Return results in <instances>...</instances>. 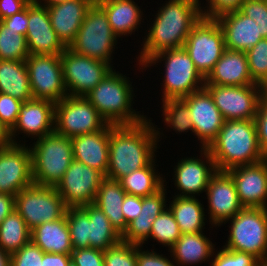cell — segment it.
I'll return each instance as SVG.
<instances>
[{"label": "cell", "instance_id": "6da1fadb", "mask_svg": "<svg viewBox=\"0 0 267 266\" xmlns=\"http://www.w3.org/2000/svg\"><path fill=\"white\" fill-rule=\"evenodd\" d=\"M152 120L134 125L109 126V164L106 178L119 180L148 166L156 159L157 144L162 137Z\"/></svg>", "mask_w": 267, "mask_h": 266}, {"label": "cell", "instance_id": "d6986e66", "mask_svg": "<svg viewBox=\"0 0 267 266\" xmlns=\"http://www.w3.org/2000/svg\"><path fill=\"white\" fill-rule=\"evenodd\" d=\"M26 42L29 54L61 55L66 47L54 31L47 7L31 0L28 4Z\"/></svg>", "mask_w": 267, "mask_h": 266}, {"label": "cell", "instance_id": "9f6ffc18", "mask_svg": "<svg viewBox=\"0 0 267 266\" xmlns=\"http://www.w3.org/2000/svg\"><path fill=\"white\" fill-rule=\"evenodd\" d=\"M15 210V196L0 193V224Z\"/></svg>", "mask_w": 267, "mask_h": 266}, {"label": "cell", "instance_id": "4dcf8cb0", "mask_svg": "<svg viewBox=\"0 0 267 266\" xmlns=\"http://www.w3.org/2000/svg\"><path fill=\"white\" fill-rule=\"evenodd\" d=\"M126 194L118 180L105 177L93 203L103 211L120 235L124 233L128 225L122 212V203Z\"/></svg>", "mask_w": 267, "mask_h": 266}, {"label": "cell", "instance_id": "3957f363", "mask_svg": "<svg viewBox=\"0 0 267 266\" xmlns=\"http://www.w3.org/2000/svg\"><path fill=\"white\" fill-rule=\"evenodd\" d=\"M216 169L227 171L266 159L260 149L254 120H226L207 148Z\"/></svg>", "mask_w": 267, "mask_h": 266}, {"label": "cell", "instance_id": "f546056e", "mask_svg": "<svg viewBox=\"0 0 267 266\" xmlns=\"http://www.w3.org/2000/svg\"><path fill=\"white\" fill-rule=\"evenodd\" d=\"M31 241L44 253L71 254L73 251L66 214L31 230Z\"/></svg>", "mask_w": 267, "mask_h": 266}, {"label": "cell", "instance_id": "ab89813d", "mask_svg": "<svg viewBox=\"0 0 267 266\" xmlns=\"http://www.w3.org/2000/svg\"><path fill=\"white\" fill-rule=\"evenodd\" d=\"M181 237V232L173 213L167 207L152 223L149 239L153 238L158 243L170 249Z\"/></svg>", "mask_w": 267, "mask_h": 266}, {"label": "cell", "instance_id": "f907efd6", "mask_svg": "<svg viewBox=\"0 0 267 266\" xmlns=\"http://www.w3.org/2000/svg\"><path fill=\"white\" fill-rule=\"evenodd\" d=\"M143 246L137 245V266H177L167 256L156 253L154 249L142 250Z\"/></svg>", "mask_w": 267, "mask_h": 266}, {"label": "cell", "instance_id": "ee69618b", "mask_svg": "<svg viewBox=\"0 0 267 266\" xmlns=\"http://www.w3.org/2000/svg\"><path fill=\"white\" fill-rule=\"evenodd\" d=\"M254 20L263 38H267V0H245L239 10Z\"/></svg>", "mask_w": 267, "mask_h": 266}, {"label": "cell", "instance_id": "e0dca14e", "mask_svg": "<svg viewBox=\"0 0 267 266\" xmlns=\"http://www.w3.org/2000/svg\"><path fill=\"white\" fill-rule=\"evenodd\" d=\"M182 100L188 105L193 123V134L200 140V148H208L223 127L225 120L221 112L205 87Z\"/></svg>", "mask_w": 267, "mask_h": 266}, {"label": "cell", "instance_id": "ba28073f", "mask_svg": "<svg viewBox=\"0 0 267 266\" xmlns=\"http://www.w3.org/2000/svg\"><path fill=\"white\" fill-rule=\"evenodd\" d=\"M118 37L112 32L108 16L95 1L88 9L84 21L69 46L73 52L108 63L112 68V54Z\"/></svg>", "mask_w": 267, "mask_h": 266}, {"label": "cell", "instance_id": "6f0895ef", "mask_svg": "<svg viewBox=\"0 0 267 266\" xmlns=\"http://www.w3.org/2000/svg\"><path fill=\"white\" fill-rule=\"evenodd\" d=\"M9 131L7 128L0 122V148L10 144Z\"/></svg>", "mask_w": 267, "mask_h": 266}, {"label": "cell", "instance_id": "4fadbf2b", "mask_svg": "<svg viewBox=\"0 0 267 266\" xmlns=\"http://www.w3.org/2000/svg\"><path fill=\"white\" fill-rule=\"evenodd\" d=\"M25 64L33 98L56 104L68 95L63 80L61 55L30 54Z\"/></svg>", "mask_w": 267, "mask_h": 266}, {"label": "cell", "instance_id": "11a10c76", "mask_svg": "<svg viewBox=\"0 0 267 266\" xmlns=\"http://www.w3.org/2000/svg\"><path fill=\"white\" fill-rule=\"evenodd\" d=\"M70 254L44 253L42 266H71Z\"/></svg>", "mask_w": 267, "mask_h": 266}, {"label": "cell", "instance_id": "4316f807", "mask_svg": "<svg viewBox=\"0 0 267 266\" xmlns=\"http://www.w3.org/2000/svg\"><path fill=\"white\" fill-rule=\"evenodd\" d=\"M165 186L153 195L142 197V208L138 217L128 223L121 240L143 246L149 240L152 223L168 206Z\"/></svg>", "mask_w": 267, "mask_h": 266}, {"label": "cell", "instance_id": "1f68e13d", "mask_svg": "<svg viewBox=\"0 0 267 266\" xmlns=\"http://www.w3.org/2000/svg\"><path fill=\"white\" fill-rule=\"evenodd\" d=\"M0 93L24 102L33 98L25 60H0Z\"/></svg>", "mask_w": 267, "mask_h": 266}, {"label": "cell", "instance_id": "91938a15", "mask_svg": "<svg viewBox=\"0 0 267 266\" xmlns=\"http://www.w3.org/2000/svg\"><path fill=\"white\" fill-rule=\"evenodd\" d=\"M39 4L44 5L46 7L48 6H52L55 4H59V3H63L65 1H69V0H36ZM43 1V2H42ZM44 3V4H43Z\"/></svg>", "mask_w": 267, "mask_h": 266}, {"label": "cell", "instance_id": "680465c9", "mask_svg": "<svg viewBox=\"0 0 267 266\" xmlns=\"http://www.w3.org/2000/svg\"><path fill=\"white\" fill-rule=\"evenodd\" d=\"M0 266H11V255L0 248Z\"/></svg>", "mask_w": 267, "mask_h": 266}, {"label": "cell", "instance_id": "836d02e7", "mask_svg": "<svg viewBox=\"0 0 267 266\" xmlns=\"http://www.w3.org/2000/svg\"><path fill=\"white\" fill-rule=\"evenodd\" d=\"M82 207L88 212L89 248L105 251L121 241V235L100 208L94 204Z\"/></svg>", "mask_w": 267, "mask_h": 266}, {"label": "cell", "instance_id": "5b68a950", "mask_svg": "<svg viewBox=\"0 0 267 266\" xmlns=\"http://www.w3.org/2000/svg\"><path fill=\"white\" fill-rule=\"evenodd\" d=\"M31 146L34 184L56 187L74 160L71 139L54 131L37 139Z\"/></svg>", "mask_w": 267, "mask_h": 266}, {"label": "cell", "instance_id": "f1b7e54d", "mask_svg": "<svg viewBox=\"0 0 267 266\" xmlns=\"http://www.w3.org/2000/svg\"><path fill=\"white\" fill-rule=\"evenodd\" d=\"M214 245L203 232L181 234L169 249L170 257L178 266L197 265L212 258Z\"/></svg>", "mask_w": 267, "mask_h": 266}, {"label": "cell", "instance_id": "277c9868", "mask_svg": "<svg viewBox=\"0 0 267 266\" xmlns=\"http://www.w3.org/2000/svg\"><path fill=\"white\" fill-rule=\"evenodd\" d=\"M129 79L112 69L95 88L85 95L108 124L134 125L148 118L133 109L134 87Z\"/></svg>", "mask_w": 267, "mask_h": 266}, {"label": "cell", "instance_id": "e575fe53", "mask_svg": "<svg viewBox=\"0 0 267 266\" xmlns=\"http://www.w3.org/2000/svg\"><path fill=\"white\" fill-rule=\"evenodd\" d=\"M156 160L154 159L148 166L140 168L123 176L118 181L121 187L129 195L150 196L161 190L167 184L162 174L156 170ZM162 176V177H161Z\"/></svg>", "mask_w": 267, "mask_h": 266}, {"label": "cell", "instance_id": "816d5d0a", "mask_svg": "<svg viewBox=\"0 0 267 266\" xmlns=\"http://www.w3.org/2000/svg\"><path fill=\"white\" fill-rule=\"evenodd\" d=\"M1 22L7 28L16 31L17 34L26 36L28 26V5L24 10L2 19Z\"/></svg>", "mask_w": 267, "mask_h": 266}, {"label": "cell", "instance_id": "f6af8a7d", "mask_svg": "<svg viewBox=\"0 0 267 266\" xmlns=\"http://www.w3.org/2000/svg\"><path fill=\"white\" fill-rule=\"evenodd\" d=\"M24 101L0 93V122L10 131L16 124Z\"/></svg>", "mask_w": 267, "mask_h": 266}, {"label": "cell", "instance_id": "30bf717a", "mask_svg": "<svg viewBox=\"0 0 267 266\" xmlns=\"http://www.w3.org/2000/svg\"><path fill=\"white\" fill-rule=\"evenodd\" d=\"M183 47L196 69L206 78L226 49L218 21L202 17L193 26Z\"/></svg>", "mask_w": 267, "mask_h": 266}, {"label": "cell", "instance_id": "8fae6325", "mask_svg": "<svg viewBox=\"0 0 267 266\" xmlns=\"http://www.w3.org/2000/svg\"><path fill=\"white\" fill-rule=\"evenodd\" d=\"M108 123L85 96L67 95L55 104V132L68 138L98 132Z\"/></svg>", "mask_w": 267, "mask_h": 266}, {"label": "cell", "instance_id": "7dc6e473", "mask_svg": "<svg viewBox=\"0 0 267 266\" xmlns=\"http://www.w3.org/2000/svg\"><path fill=\"white\" fill-rule=\"evenodd\" d=\"M206 7L200 6L201 16L209 19H218L222 15L237 12L245 0H206ZM204 9V10H203Z\"/></svg>", "mask_w": 267, "mask_h": 266}, {"label": "cell", "instance_id": "52a82bcc", "mask_svg": "<svg viewBox=\"0 0 267 266\" xmlns=\"http://www.w3.org/2000/svg\"><path fill=\"white\" fill-rule=\"evenodd\" d=\"M229 226L227 250L252 254L262 264L267 263V208L243 207Z\"/></svg>", "mask_w": 267, "mask_h": 266}, {"label": "cell", "instance_id": "2e32d148", "mask_svg": "<svg viewBox=\"0 0 267 266\" xmlns=\"http://www.w3.org/2000/svg\"><path fill=\"white\" fill-rule=\"evenodd\" d=\"M25 145L10 143L0 148V193L16 196L34 184L31 150Z\"/></svg>", "mask_w": 267, "mask_h": 266}, {"label": "cell", "instance_id": "60d3db41", "mask_svg": "<svg viewBox=\"0 0 267 266\" xmlns=\"http://www.w3.org/2000/svg\"><path fill=\"white\" fill-rule=\"evenodd\" d=\"M252 80L267 90V38L246 51Z\"/></svg>", "mask_w": 267, "mask_h": 266}, {"label": "cell", "instance_id": "cb8c5ba5", "mask_svg": "<svg viewBox=\"0 0 267 266\" xmlns=\"http://www.w3.org/2000/svg\"><path fill=\"white\" fill-rule=\"evenodd\" d=\"M98 132L71 138L73 159L100 171L105 177L109 164V126Z\"/></svg>", "mask_w": 267, "mask_h": 266}, {"label": "cell", "instance_id": "8d00e7d4", "mask_svg": "<svg viewBox=\"0 0 267 266\" xmlns=\"http://www.w3.org/2000/svg\"><path fill=\"white\" fill-rule=\"evenodd\" d=\"M162 102L165 125L167 124V127L173 128L179 134L189 132V130L193 133V123L188 105L182 99H168Z\"/></svg>", "mask_w": 267, "mask_h": 266}, {"label": "cell", "instance_id": "c3c4849f", "mask_svg": "<svg viewBox=\"0 0 267 266\" xmlns=\"http://www.w3.org/2000/svg\"><path fill=\"white\" fill-rule=\"evenodd\" d=\"M70 256L72 266H104V251L99 249H77Z\"/></svg>", "mask_w": 267, "mask_h": 266}, {"label": "cell", "instance_id": "8992f818", "mask_svg": "<svg viewBox=\"0 0 267 266\" xmlns=\"http://www.w3.org/2000/svg\"><path fill=\"white\" fill-rule=\"evenodd\" d=\"M163 61L164 80L162 101L182 99L205 86V78L196 69L187 51L182 48L166 50L151 57L142 67L158 65Z\"/></svg>", "mask_w": 267, "mask_h": 266}, {"label": "cell", "instance_id": "603a6c76", "mask_svg": "<svg viewBox=\"0 0 267 266\" xmlns=\"http://www.w3.org/2000/svg\"><path fill=\"white\" fill-rule=\"evenodd\" d=\"M95 1L69 0L47 7L52 27L66 48L74 42L88 9Z\"/></svg>", "mask_w": 267, "mask_h": 266}, {"label": "cell", "instance_id": "db71d44e", "mask_svg": "<svg viewBox=\"0 0 267 266\" xmlns=\"http://www.w3.org/2000/svg\"><path fill=\"white\" fill-rule=\"evenodd\" d=\"M31 0H0V21L24 10Z\"/></svg>", "mask_w": 267, "mask_h": 266}, {"label": "cell", "instance_id": "83f0119b", "mask_svg": "<svg viewBox=\"0 0 267 266\" xmlns=\"http://www.w3.org/2000/svg\"><path fill=\"white\" fill-rule=\"evenodd\" d=\"M108 16L112 32L119 38L130 36L141 26L143 11L134 0H96Z\"/></svg>", "mask_w": 267, "mask_h": 266}, {"label": "cell", "instance_id": "7c38bea8", "mask_svg": "<svg viewBox=\"0 0 267 266\" xmlns=\"http://www.w3.org/2000/svg\"><path fill=\"white\" fill-rule=\"evenodd\" d=\"M224 120H254L267 90L259 85L220 86L205 84Z\"/></svg>", "mask_w": 267, "mask_h": 266}, {"label": "cell", "instance_id": "d4e9b609", "mask_svg": "<svg viewBox=\"0 0 267 266\" xmlns=\"http://www.w3.org/2000/svg\"><path fill=\"white\" fill-rule=\"evenodd\" d=\"M216 20L223 31L226 49L246 52L264 39L258 24L240 11L222 15Z\"/></svg>", "mask_w": 267, "mask_h": 266}, {"label": "cell", "instance_id": "44dd1931", "mask_svg": "<svg viewBox=\"0 0 267 266\" xmlns=\"http://www.w3.org/2000/svg\"><path fill=\"white\" fill-rule=\"evenodd\" d=\"M227 172L234 180L243 207L267 208V159L233 167Z\"/></svg>", "mask_w": 267, "mask_h": 266}, {"label": "cell", "instance_id": "9c48e42d", "mask_svg": "<svg viewBox=\"0 0 267 266\" xmlns=\"http://www.w3.org/2000/svg\"><path fill=\"white\" fill-rule=\"evenodd\" d=\"M15 210L32 230L42 223L62 218L67 206L55 187L33 184L17 193Z\"/></svg>", "mask_w": 267, "mask_h": 266}, {"label": "cell", "instance_id": "f35d334b", "mask_svg": "<svg viewBox=\"0 0 267 266\" xmlns=\"http://www.w3.org/2000/svg\"><path fill=\"white\" fill-rule=\"evenodd\" d=\"M68 224L73 250L89 248L88 212L81 207H67Z\"/></svg>", "mask_w": 267, "mask_h": 266}, {"label": "cell", "instance_id": "484cf974", "mask_svg": "<svg viewBox=\"0 0 267 266\" xmlns=\"http://www.w3.org/2000/svg\"><path fill=\"white\" fill-rule=\"evenodd\" d=\"M205 84L220 86H246L256 84L249 73L246 52L225 49L213 70L205 78Z\"/></svg>", "mask_w": 267, "mask_h": 266}, {"label": "cell", "instance_id": "7bdbcfd3", "mask_svg": "<svg viewBox=\"0 0 267 266\" xmlns=\"http://www.w3.org/2000/svg\"><path fill=\"white\" fill-rule=\"evenodd\" d=\"M216 252V253H215ZM213 253L210 266H261L263 265L252 254L227 250L224 247Z\"/></svg>", "mask_w": 267, "mask_h": 266}, {"label": "cell", "instance_id": "ffe728a7", "mask_svg": "<svg viewBox=\"0 0 267 266\" xmlns=\"http://www.w3.org/2000/svg\"><path fill=\"white\" fill-rule=\"evenodd\" d=\"M200 153L202 158L184 157L175 166L174 184L181 192L175 196L196 197V194L206 192L209 180L217 169L207 148H201Z\"/></svg>", "mask_w": 267, "mask_h": 266}, {"label": "cell", "instance_id": "9a60e30c", "mask_svg": "<svg viewBox=\"0 0 267 266\" xmlns=\"http://www.w3.org/2000/svg\"><path fill=\"white\" fill-rule=\"evenodd\" d=\"M105 176L98 170L73 160L55 187L67 207L93 204Z\"/></svg>", "mask_w": 267, "mask_h": 266}, {"label": "cell", "instance_id": "f5cc1de1", "mask_svg": "<svg viewBox=\"0 0 267 266\" xmlns=\"http://www.w3.org/2000/svg\"><path fill=\"white\" fill-rule=\"evenodd\" d=\"M142 197L126 194L122 203V212L126 223L136 219L141 212Z\"/></svg>", "mask_w": 267, "mask_h": 266}, {"label": "cell", "instance_id": "b9f144b4", "mask_svg": "<svg viewBox=\"0 0 267 266\" xmlns=\"http://www.w3.org/2000/svg\"><path fill=\"white\" fill-rule=\"evenodd\" d=\"M104 266H137V245L120 241L104 251Z\"/></svg>", "mask_w": 267, "mask_h": 266}, {"label": "cell", "instance_id": "7a4b0ae2", "mask_svg": "<svg viewBox=\"0 0 267 266\" xmlns=\"http://www.w3.org/2000/svg\"><path fill=\"white\" fill-rule=\"evenodd\" d=\"M200 5L199 0H169L159 7L138 55L140 69L154 55L184 46L193 26L202 18Z\"/></svg>", "mask_w": 267, "mask_h": 266}, {"label": "cell", "instance_id": "7402d4cb", "mask_svg": "<svg viewBox=\"0 0 267 266\" xmlns=\"http://www.w3.org/2000/svg\"><path fill=\"white\" fill-rule=\"evenodd\" d=\"M54 130L55 104L47 100L32 98L23 103L17 122L9 131V137L11 143L19 144L16 136L20 133H24L28 137L33 136L32 138L37 137L34 139L36 140L53 133Z\"/></svg>", "mask_w": 267, "mask_h": 266}, {"label": "cell", "instance_id": "74e56055", "mask_svg": "<svg viewBox=\"0 0 267 266\" xmlns=\"http://www.w3.org/2000/svg\"><path fill=\"white\" fill-rule=\"evenodd\" d=\"M29 55L26 37L0 21V60H26Z\"/></svg>", "mask_w": 267, "mask_h": 266}, {"label": "cell", "instance_id": "bcb514c9", "mask_svg": "<svg viewBox=\"0 0 267 266\" xmlns=\"http://www.w3.org/2000/svg\"><path fill=\"white\" fill-rule=\"evenodd\" d=\"M44 252L32 241L11 254V266H42Z\"/></svg>", "mask_w": 267, "mask_h": 266}, {"label": "cell", "instance_id": "d6a6232c", "mask_svg": "<svg viewBox=\"0 0 267 266\" xmlns=\"http://www.w3.org/2000/svg\"><path fill=\"white\" fill-rule=\"evenodd\" d=\"M169 205L181 234L203 232L205 229L204 205L196 197L174 196Z\"/></svg>", "mask_w": 267, "mask_h": 266}, {"label": "cell", "instance_id": "5bb4252c", "mask_svg": "<svg viewBox=\"0 0 267 266\" xmlns=\"http://www.w3.org/2000/svg\"><path fill=\"white\" fill-rule=\"evenodd\" d=\"M61 64L69 96H85L113 69L108 63L79 55L69 48L61 54Z\"/></svg>", "mask_w": 267, "mask_h": 266}, {"label": "cell", "instance_id": "ac0fdd59", "mask_svg": "<svg viewBox=\"0 0 267 266\" xmlns=\"http://www.w3.org/2000/svg\"><path fill=\"white\" fill-rule=\"evenodd\" d=\"M206 195L209 222L215 228L233 218L243 208L239 202L234 180L227 171L217 170L211 176Z\"/></svg>", "mask_w": 267, "mask_h": 266}, {"label": "cell", "instance_id": "681fc988", "mask_svg": "<svg viewBox=\"0 0 267 266\" xmlns=\"http://www.w3.org/2000/svg\"><path fill=\"white\" fill-rule=\"evenodd\" d=\"M260 149L267 159V92L261 98L254 118Z\"/></svg>", "mask_w": 267, "mask_h": 266}, {"label": "cell", "instance_id": "d590c367", "mask_svg": "<svg viewBox=\"0 0 267 266\" xmlns=\"http://www.w3.org/2000/svg\"><path fill=\"white\" fill-rule=\"evenodd\" d=\"M31 241V230L20 214L13 210L0 224V248L13 254Z\"/></svg>", "mask_w": 267, "mask_h": 266}]
</instances>
